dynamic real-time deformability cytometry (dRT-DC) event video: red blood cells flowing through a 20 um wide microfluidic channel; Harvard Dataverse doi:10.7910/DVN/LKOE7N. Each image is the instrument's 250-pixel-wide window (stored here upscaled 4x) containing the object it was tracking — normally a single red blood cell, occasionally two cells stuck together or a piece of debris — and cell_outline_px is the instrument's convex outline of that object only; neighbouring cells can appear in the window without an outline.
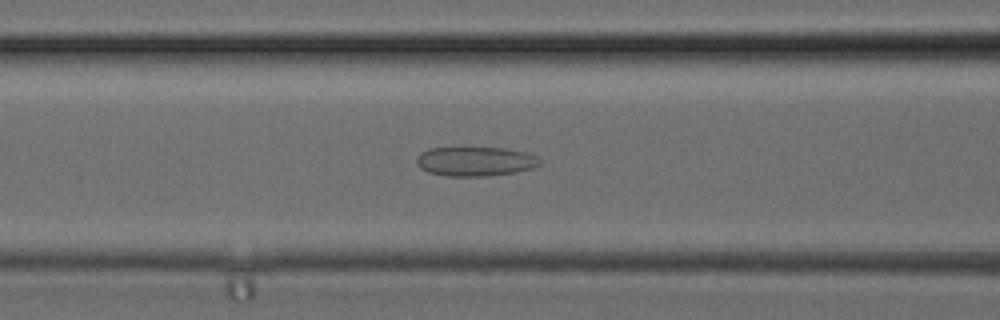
{"species": "common noctule bat (a hibernating species)", "species_latin": "Nyctalus noctula", "temperature_condition": "cold", "stored_images_in_passage": 29, "camera_frame_rate_fps": 3000, "um_per_image_px": 0.085, "animal": {"sex": "female", "body_mass_g": 24.6, "forearm_length_mm": 56.2}, "frame": {"image": 1, "passage_image": 9, "time_ms": 2.667, "image_size_px": [1000, 320], "cell_outline_px": [[540, 164], [532, 168], [516, 172], [488, 176], [444, 176], [428, 172], [420, 168], [416, 164], [416, 156], [420, 152], [428, 148], [508, 148], [524, 152], [536, 156], [540, 160]], "centroid_in_image_um": [40.36, 13.72], "position_along_channel_um": 126.2, "area_um2": 21.21}}
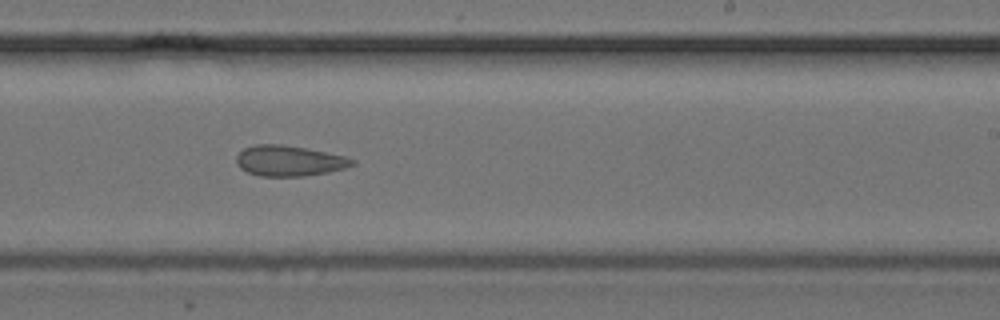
{"frame": {"image": 2, "passage_image": 16, "time_ms": 5.0, "image_size_px": [1000, 320], "cell_outline_px": [[356, 164], [344, 168], [328, 172], [304, 176], [260, 176], [248, 172], [240, 168], [236, 164], [236, 156], [244, 148], [252, 144], [280, 144], [304, 148], [344, 156], [356, 160]], "centroid_in_image_um": [24.55, 13.67], "position_along_channel_um": 264.4, "area_um2": 20.58}}
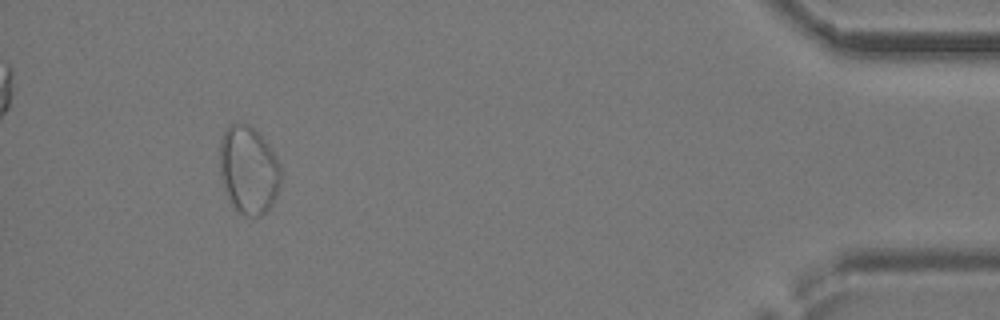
{"frame": {"image": 3, "passage_image": 27, "time_ms": 8.667, "image_size_px": [1000, 320], "cell_outline_px": [[280, 184], [276, 196], [268, 212], [260, 216], [244, 216], [236, 212], [228, 196], [220, 172], [220, 140], [228, 124], [248, 124], [268, 144], [276, 156], [280, 164]], "centroid_in_image_um": [21.14, 14.48], "position_along_channel_um": 414.1, "area_um2": 31.21}}